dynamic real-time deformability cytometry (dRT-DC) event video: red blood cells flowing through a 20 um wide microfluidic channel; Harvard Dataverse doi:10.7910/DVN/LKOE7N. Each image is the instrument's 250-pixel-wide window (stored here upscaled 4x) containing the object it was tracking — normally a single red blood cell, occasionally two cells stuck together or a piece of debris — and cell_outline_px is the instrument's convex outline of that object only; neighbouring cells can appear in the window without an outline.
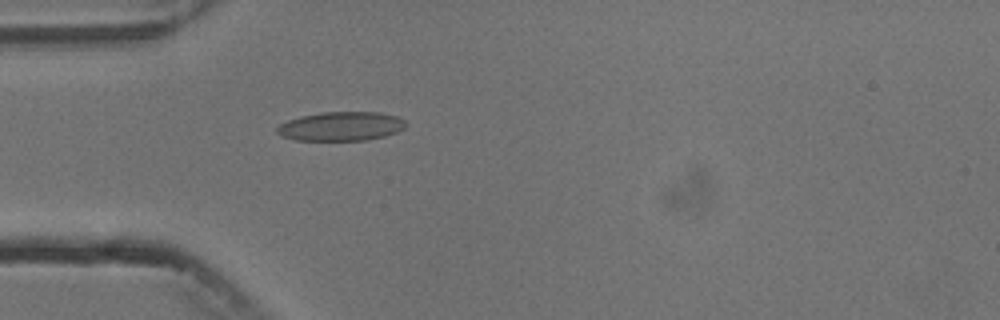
{"species": "common noctule bat (a hibernating species)", "species_latin": "Nyctalus noctula", "temperature_condition": "cold", "stored_images_in_passage": 4, "camera_frame_rate_fps": 3000, "um_per_image_px": 0.085, "animal": {"sex": "male", "body_mass_g": 13.3}, "frame": {"image": 1, "passage_image": 4, "time_ms": 4.333, "image_size_px": [1000, 320], "cell_outline_px": [[408, 124], [404, 128], [396, 132], [384, 136], [368, 140], [296, 140], [280, 136], [276, 132], [276, 128], [280, 124], [288, 120], [300, 116], [320, 112], [380, 112], [396, 116], [404, 120]], "centroid_in_image_um": [28.98, 10.73], "position_along_channel_um": 56.0, "area_um2": 21.91}}